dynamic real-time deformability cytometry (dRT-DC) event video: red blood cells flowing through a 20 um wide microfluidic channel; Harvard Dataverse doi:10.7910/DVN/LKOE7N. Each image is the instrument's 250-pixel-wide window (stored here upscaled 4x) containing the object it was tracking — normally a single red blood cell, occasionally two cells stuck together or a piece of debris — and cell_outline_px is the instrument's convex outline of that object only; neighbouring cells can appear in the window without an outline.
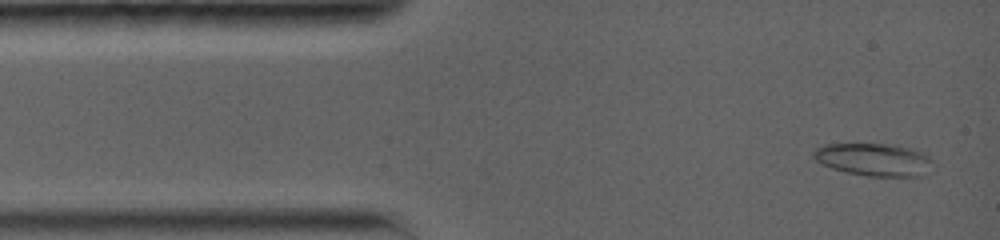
{"species": "common noctule bat (a hibernating species)", "species_latin": "Nyctalus noctula", "temperature_condition": "warm", "stored_images_in_passage": 35, "camera_frame_rate_fps": 5000, "um_per_image_px": 0.085, "animal": {"sex": "female", "body_mass_g": 19.0, "forearm_length_mm": 56.7}, "frame": {"image": 1, "passage_image": 1, "time_ms": 0.0, "image_size_px": [1000, 240], "cell_outline_px": [[932, 160], [920, 176], [868, 176], [848, 172], [832, 168], [816, 160], [812, 156], [812, 152], [816, 148], [824, 144], [856, 140], [888, 144], [912, 148], [924, 152]], "centroid_in_image_um": [74.17, 13.49], "position_along_channel_um": 10.8, "area_um2": 23.24}}
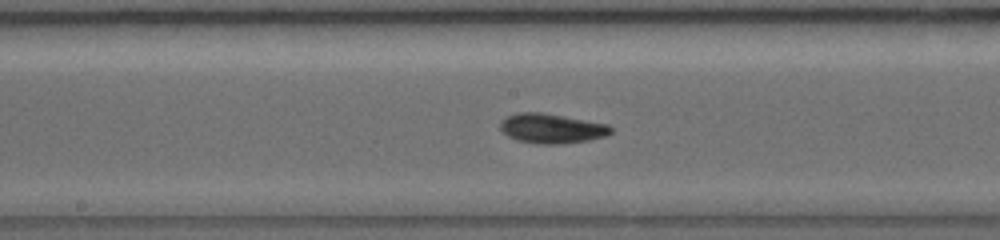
{"frame": {"image": 2, "passage_image": 16, "time_ms": 6.6, "image_size_px": [1000, 240], "cell_outline_px": [[612, 132], [604, 136], [588, 140], [560, 144], [540, 144], [516, 140], [508, 136], [500, 128], [500, 120], [516, 112], [544, 112], [608, 124], [612, 128]], "centroid_in_image_um": [46.87, 10.9], "position_along_channel_um": 201.3, "area_um2": 19.19}}
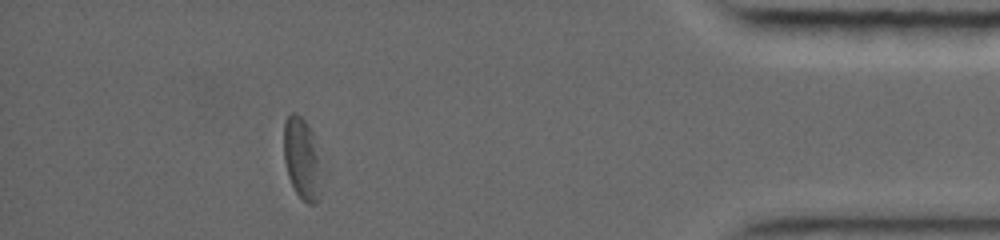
{"frame": {"image": 3, "passage_image": 31, "time_ms": 13.4, "image_size_px": [1000, 240], "cell_outline_px": [[320, 196], [316, 204], [308, 204], [296, 192], [288, 176], [284, 160], [284, 120], [292, 112], [296, 112], [304, 120], [312, 132], [320, 168]], "centroid_in_image_um": [25.64, 13.48], "position_along_channel_um": 409.6, "area_um2": 17.63}, "authors_computed_cell_mechanics": {"area_um2": 18.6116, "velocity_mm_per_s": 3.8029, "shape_relaxation_time_tau1_ms": 2.1897, "shape_relaxation_time_tau2_ms": null, "deformation_change_tau1": 0.094, "deformation_change_tau2": null}}